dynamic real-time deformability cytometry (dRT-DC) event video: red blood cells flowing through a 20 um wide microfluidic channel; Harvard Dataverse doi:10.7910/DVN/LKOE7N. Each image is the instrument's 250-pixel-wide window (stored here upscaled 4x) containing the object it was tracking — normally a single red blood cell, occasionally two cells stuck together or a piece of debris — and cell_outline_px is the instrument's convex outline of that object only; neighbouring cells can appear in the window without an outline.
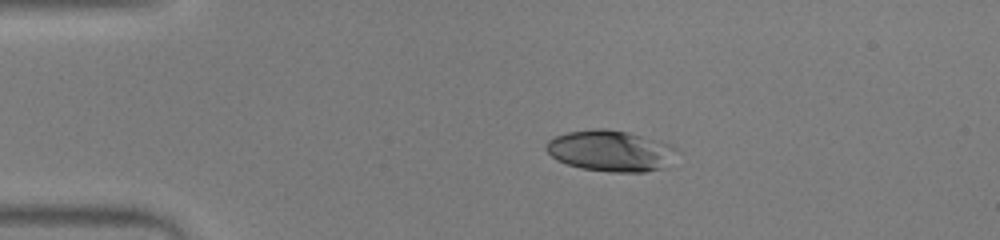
{"species": "human", "species_latin": "Homo sapiens", "temperature_condition": "warm", "stored_images_in_passage": 42, "camera_frame_rate_fps": 3000, "um_per_image_px": 0.085, "donor": {"sex": "male"}, "frame": {"image": 1, "passage_image": 1, "time_ms": 0.0, "image_size_px": [1000, 240], "cell_outline_px": [[684, 152], [668, 168], [644, 172], [612, 172], [580, 168], [556, 160], [544, 148], [544, 144], [548, 140], [556, 136], [568, 132], [592, 128], [608, 128], [628, 132], [672, 144]], "centroid_in_image_um": [52.02, 12.83], "position_along_channel_um": 33.0, "area_um2": 32.31}}
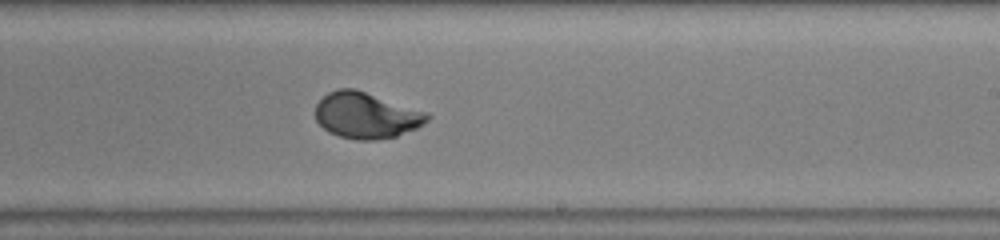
{"frame": {"image": 2, "passage_image": 22, "time_ms": 7.0, "image_size_px": [1000, 240], "cell_outline_px": [[432, 116], [424, 124], [416, 128], [396, 136], [376, 140], [356, 140], [340, 136], [328, 132], [316, 120], [316, 104], [328, 92], [336, 88], [356, 88], [428, 112]], "centroid_in_image_um": [31.14, 9.79], "position_along_channel_um": 257.9, "area_um2": 30.23}}
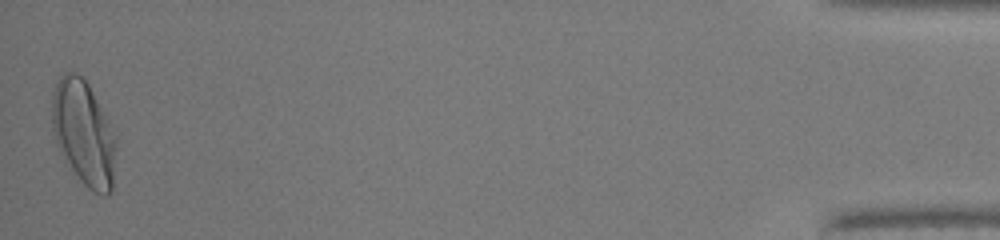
{"frame": {"image": 3, "passage_image": 42, "time_ms": 13.667, "image_size_px": [1000, 240], "cell_outline_px": [[116, 144], [112, 192], [108, 196], [100, 196], [92, 192], [64, 164], [56, 144], [52, 132], [52, 92], [60, 76], [64, 72], [76, 72], [88, 84], [116, 140]], "centroid_in_image_um": [7.07, 11.39], "position_along_channel_um": 428.1, "area_um2": 39.25}, "authors_computed_cell_mechanics": {"area_um2": 29.7092, "velocity_mm_per_s": 3.942, "shape_relaxation_time_tau1_ms": 4.8676, "shape_relaxation_time_tau2_ms": null, "deformation_change_tau1": 0.2416, "deformation_change_tau2": null}}